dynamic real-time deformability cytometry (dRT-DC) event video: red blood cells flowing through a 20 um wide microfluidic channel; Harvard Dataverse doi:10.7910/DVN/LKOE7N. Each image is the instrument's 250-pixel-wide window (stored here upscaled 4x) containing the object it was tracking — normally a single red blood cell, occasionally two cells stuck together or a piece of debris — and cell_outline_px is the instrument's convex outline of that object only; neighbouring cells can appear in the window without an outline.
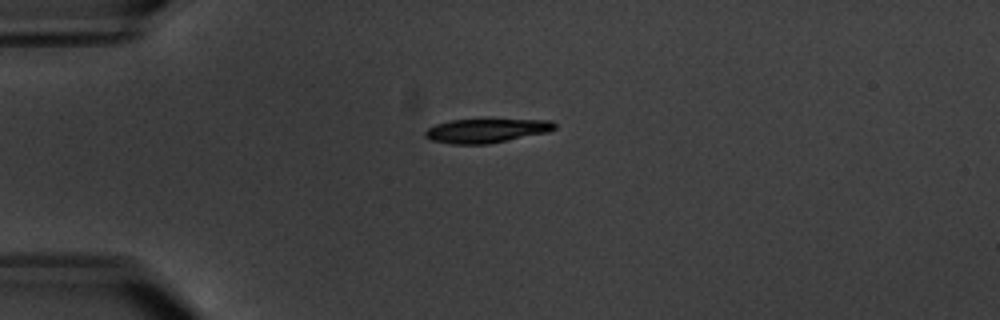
{"species": "common noctule bat (a hibernating species)", "species_latin": "Nyctalus noctula", "temperature_condition": "warm", "stored_images_in_passage": 6, "camera_frame_rate_fps": 3000, "um_per_image_px": 0.085, "animal": {"sex": "male", "body_mass_g": 20.1, "forearm_length_mm": 53.5}, "frame": {"image": 1, "passage_image": 4, "time_ms": 4.333, "image_size_px": [1000, 320], "cell_outline_px": [[556, 128], [548, 132], [488, 144], [452, 144], [432, 140], [424, 136], [424, 132], [428, 128], [436, 124], [452, 120], [552, 120], [556, 124]], "centroid_in_image_um": [41.34, 11.11], "position_along_channel_um": 43.7, "area_um2": 17.92}}